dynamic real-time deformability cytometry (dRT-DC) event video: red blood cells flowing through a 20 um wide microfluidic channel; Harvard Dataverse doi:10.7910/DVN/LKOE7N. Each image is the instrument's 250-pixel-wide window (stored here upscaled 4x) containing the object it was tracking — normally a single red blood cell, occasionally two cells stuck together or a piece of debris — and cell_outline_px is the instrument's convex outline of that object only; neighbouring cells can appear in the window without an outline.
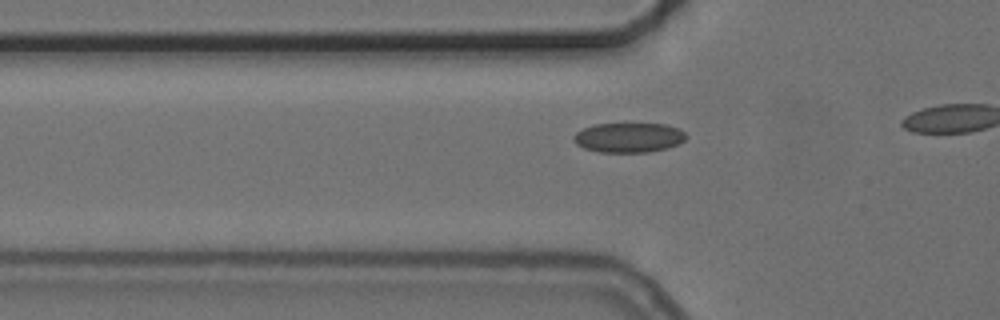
{"species": "common noctule bat (a hibernating species)", "species_latin": "Nyctalus noctula", "temperature_condition": "cold", "stored_images_in_passage": 9, "camera_frame_rate_fps": 3000, "um_per_image_px": 0.085, "animal": {"sex": "female", "body_mass_g": 24.6, "forearm_length_mm": 56.2}, "frame": {"image": 1, "passage_image": 3, "time_ms": 0.667, "image_size_px": [1000, 320], "cell_outline_px": [[688, 136], [680, 144], [668, 148], [648, 152], [600, 152], [584, 148], [576, 144], [572, 140], [572, 136], [576, 132], [592, 124], [668, 124], [680, 128]], "centroid_in_image_um": [53.46, 11.69], "position_along_channel_um": 72.3, "area_um2": 19.71}}
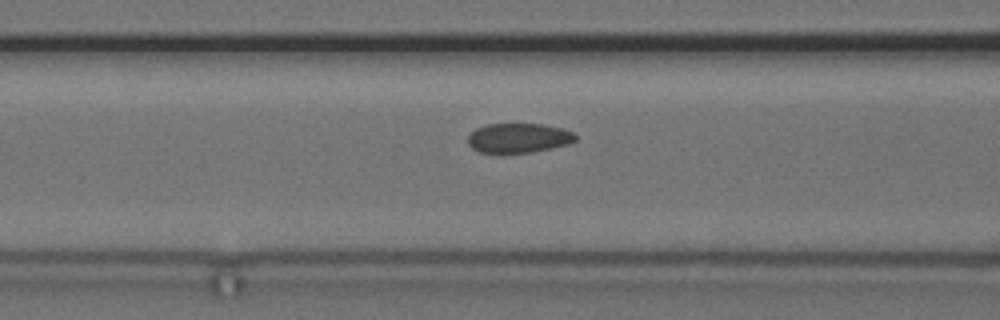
{"frame": {"image": 2, "passage_image": 7, "time_ms": 2.0, "image_size_px": [1000, 320], "cell_outline_px": [[576, 140], [568, 144], [552, 148], [532, 152], [500, 156], [480, 152], [472, 148], [468, 144], [468, 136], [476, 128], [488, 124], [544, 124], [564, 128], [572, 132], [576, 136]], "centroid_in_image_um": [44.05, 11.77], "position_along_channel_um": 122.6, "area_um2": 19.19}}